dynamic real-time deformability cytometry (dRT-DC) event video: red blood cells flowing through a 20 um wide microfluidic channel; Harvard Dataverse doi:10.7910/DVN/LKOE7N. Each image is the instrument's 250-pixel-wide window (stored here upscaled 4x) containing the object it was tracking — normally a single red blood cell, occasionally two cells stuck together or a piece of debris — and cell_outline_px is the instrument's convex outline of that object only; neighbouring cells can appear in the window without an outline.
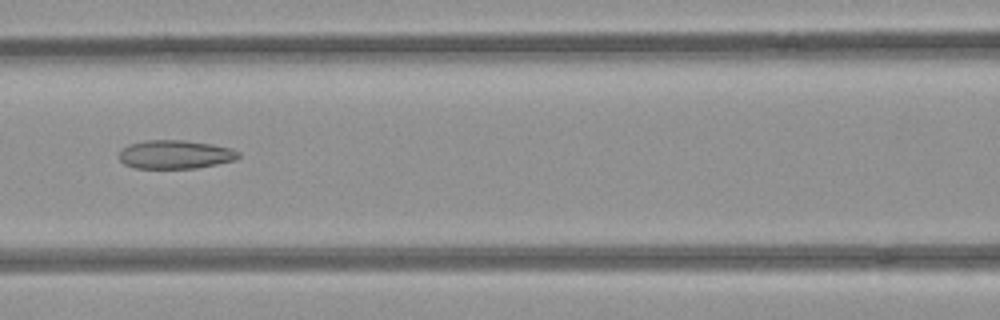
{"species": "common noctule bat (a hibernating species)", "species_latin": "Nyctalus noctula", "temperature_condition": "room temperature", "stored_images_in_passage": 7, "camera_frame_rate_fps": 3000, "um_per_image_px": 0.085, "animal": {"sex": "female", "body_mass_g": 21.9}, "frame": {"image": 1, "passage_image": 6, "time_ms": 1.667, "image_size_px": [1000, 320], "cell_outline_px": [[240, 156], [236, 160], [196, 168], [136, 168], [124, 164], [120, 160], [120, 152], [128, 144], [144, 140], [184, 140], [212, 144], [232, 148], [240, 152]], "centroid_in_image_um": [14.92, 13.12], "position_along_channel_um": 151.7, "area_um2": 19.94}}
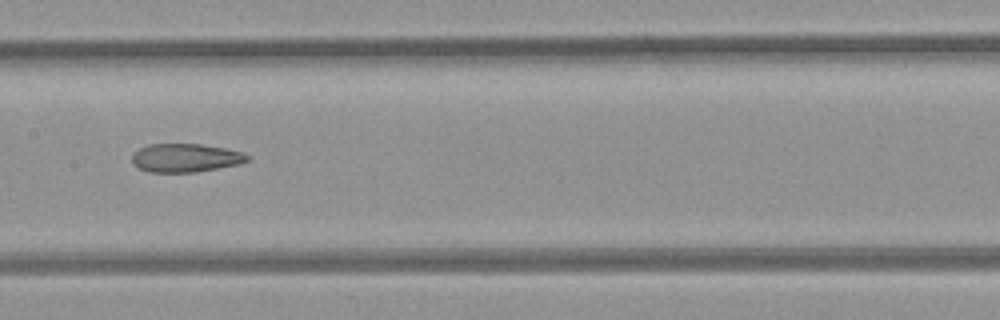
{"frame": {"image": 2, "passage_image": 7, "time_ms": 2.0, "image_size_px": [1000, 320], "cell_outline_px": [[248, 160], [240, 164], [192, 172], [148, 172], [132, 164], [132, 156], [140, 148], [148, 144], [200, 144], [224, 148], [244, 152], [248, 156]], "centroid_in_image_um": [15.76, 13.41], "position_along_channel_um": 191.6, "area_um2": 18.96}}